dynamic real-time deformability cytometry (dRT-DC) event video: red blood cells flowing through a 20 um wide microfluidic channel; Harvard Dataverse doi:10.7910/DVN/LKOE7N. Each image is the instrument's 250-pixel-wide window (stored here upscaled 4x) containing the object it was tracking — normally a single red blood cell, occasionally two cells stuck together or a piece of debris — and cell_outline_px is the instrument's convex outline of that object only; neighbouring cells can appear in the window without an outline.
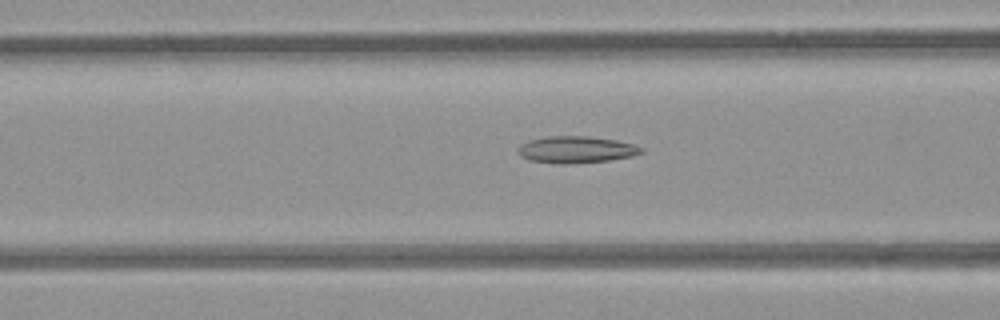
{"species": "common noctule bat (a hibernating species)", "species_latin": "Nyctalus noctula", "temperature_condition": "room temperature", "stored_images_in_passage": 31, "camera_frame_rate_fps": 3000, "um_per_image_px": 0.085, "animal": {"sex": "female", "body_mass_g": 21.9}, "frame": {"image": 1, "passage_image": 7, "time_ms": 2.0, "image_size_px": [1000, 320], "cell_outline_px": [[644, 152], [632, 156], [608, 160], [568, 164], [560, 164], [528, 160], [520, 156], [516, 152], [516, 148], [520, 144], [528, 140], [548, 136], [588, 136], [616, 140], [632, 144], [644, 148]], "centroid_in_image_um": [48.92, 12.71], "position_along_channel_um": 117.7, "area_um2": 19.42}}
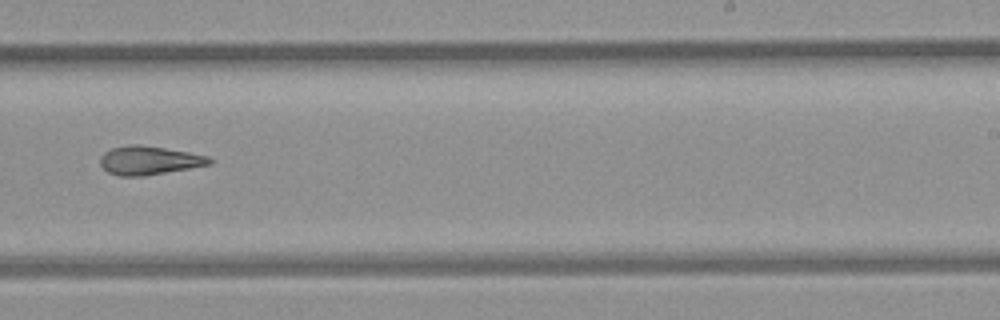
{"frame": {"image": 2, "passage_image": 19, "time_ms": 6.0, "image_size_px": [1000, 320], "cell_outline_px": [[212, 164], [144, 176], [120, 176], [108, 172], [100, 164], [100, 156], [104, 152], [112, 148], [132, 144], [140, 144], [188, 152], [208, 156], [212, 160]], "centroid_in_image_um": [12.66, 13.63], "position_along_channel_um": 276.3, "area_um2": 18.15}}
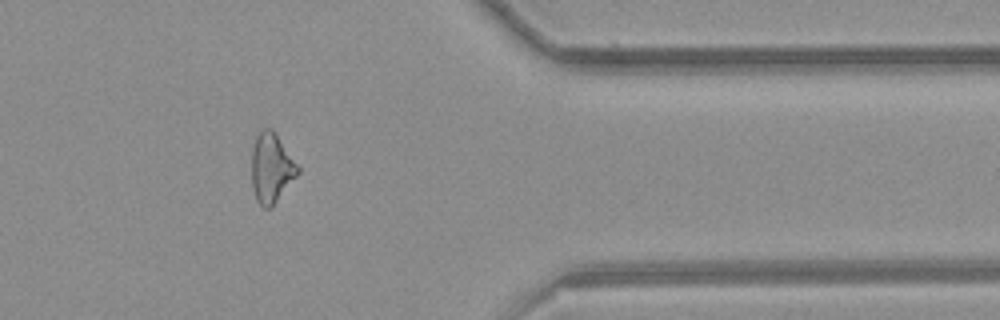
{"frame": {"image": 3, "passage_image": 29, "time_ms": 9.333, "image_size_px": [1000, 320], "cell_outline_px": [[300, 172], [276, 200], [268, 208], [264, 208], [256, 200], [252, 188], [252, 148], [256, 136], [260, 128], [272, 128], [300, 168]], "centroid_in_image_um": [23.05, 14.23], "position_along_channel_um": 388.4, "area_um2": 18.5}, "authors_computed_cell_mechanics": {"area_um2": 18.2648, "velocity_mm_per_s": 3.9713, "shape_relaxation_time_tau1_ms": null, "shape_relaxation_time_tau2_ms": 5.561, "deformation_change_tau1": null, "deformation_change_tau2": 0.1687}}